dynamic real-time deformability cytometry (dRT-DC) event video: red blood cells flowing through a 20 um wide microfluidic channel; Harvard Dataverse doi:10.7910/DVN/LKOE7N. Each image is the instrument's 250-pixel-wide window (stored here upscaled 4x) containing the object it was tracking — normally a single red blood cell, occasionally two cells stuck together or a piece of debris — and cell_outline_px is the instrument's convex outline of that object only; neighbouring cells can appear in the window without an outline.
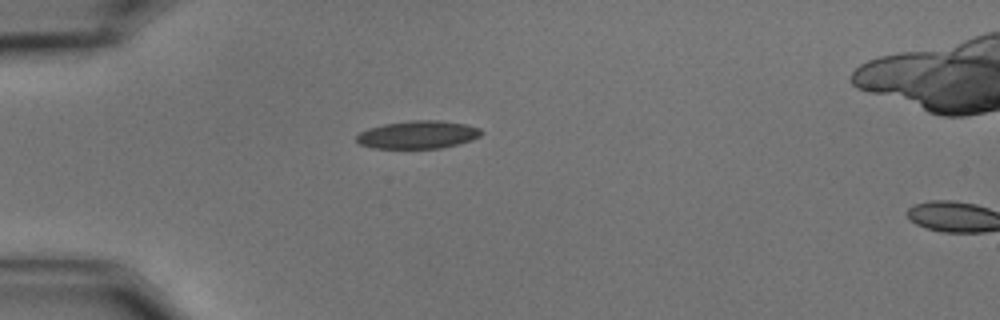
{"species": "common noctule bat (a hibernating species)", "species_latin": "Nyctalus noctula", "temperature_condition": "cold", "stored_images_in_passage": 3, "camera_frame_rate_fps": 3000, "um_per_image_px": 0.085, "animal": {"sex": "male", "body_mass_g": 15.6}, "frame": {"image": 1, "passage_image": 1, "time_ms": 0.0, "image_size_px": [1000, 320], "cell_outline_px": [[484, 132], [480, 136], [472, 140], [440, 148], [372, 148], [360, 144], [356, 140], [356, 136], [360, 132], [368, 128], [384, 124], [412, 120], [440, 120], [464, 124], [480, 128]], "centroid_in_image_um": [35.52, 11.44], "position_along_channel_um": 49.5, "area_um2": 20.23}}